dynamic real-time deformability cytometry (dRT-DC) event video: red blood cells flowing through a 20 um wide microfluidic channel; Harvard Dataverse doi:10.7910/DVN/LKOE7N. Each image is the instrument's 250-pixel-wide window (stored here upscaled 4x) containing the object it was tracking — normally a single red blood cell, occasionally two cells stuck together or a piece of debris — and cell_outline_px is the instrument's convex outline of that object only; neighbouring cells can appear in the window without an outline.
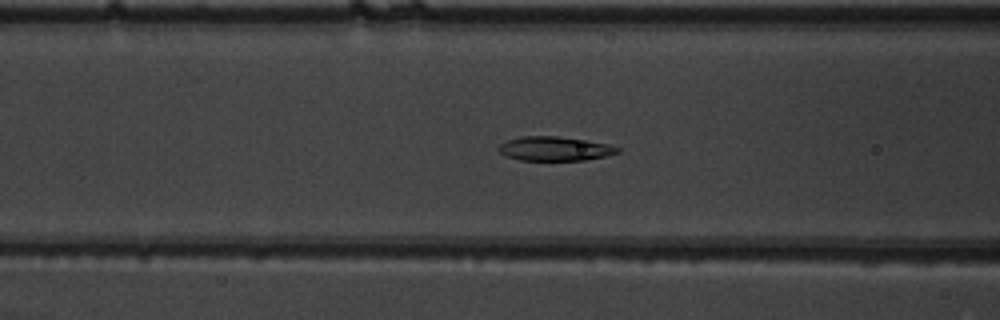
{"species": "common noctule bat (a hibernating species)", "species_latin": "Nyctalus noctula", "temperature_condition": "warm", "stored_images_in_passage": 36, "camera_frame_rate_fps": 3000, "um_per_image_px": 0.085, "animal": {"sex": "male", "body_mass_g": 19.5, "forearm_length_mm": 54.6}, "frame": {"image": 1, "passage_image": 5, "time_ms": 1.333, "image_size_px": [1000, 320], "cell_outline_px": [[620, 152], [604, 156], [584, 160], [520, 160], [508, 156], [500, 152], [496, 148], [500, 144], [508, 140], [520, 136], [556, 136], [588, 140], [608, 144], [620, 148]], "centroid_in_image_um": [47.15, 12.63], "position_along_channel_um": 119.4, "area_um2": 16.7}}
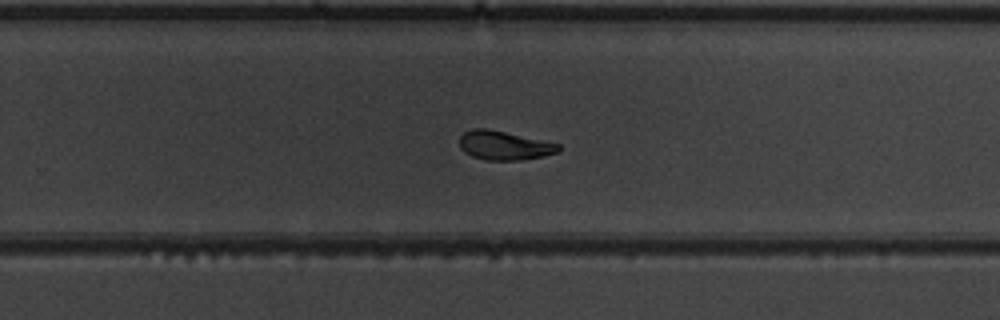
{"frame": {"image": 2, "passage_image": 18, "time_ms": 5.667, "image_size_px": [1000, 320], "cell_outline_px": [[560, 148], [556, 152], [544, 156], [520, 160], [484, 160], [472, 156], [464, 152], [460, 148], [460, 136], [464, 132], [472, 128], [484, 128], [504, 132], [560, 144]], "centroid_in_image_um": [42.81, 12.37], "position_along_channel_um": 287.0, "area_um2": 16.53}}
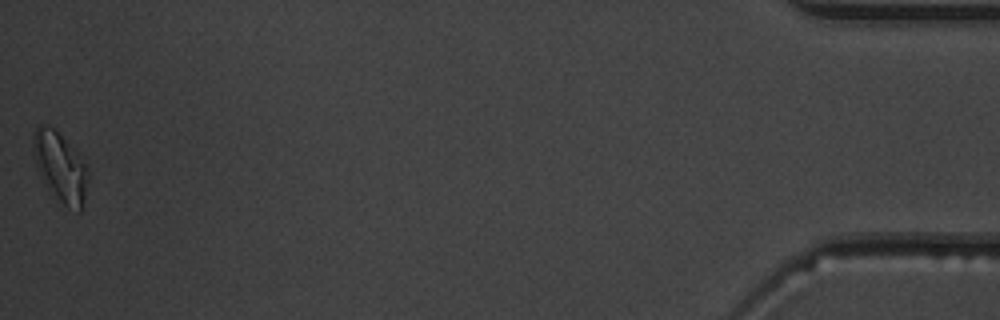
{"frame": {"image": 3, "passage_image": 36, "time_ms": 11.667, "image_size_px": [1000, 320], "cell_outline_px": [[88, 180], [84, 200], [80, 212], [68, 208], [60, 200], [48, 184], [36, 164], [32, 152], [32, 136], [36, 128], [40, 124], [44, 124], [52, 128], [76, 152], [84, 164], [88, 176]], "centroid_in_image_um": [5.12, 14.18], "position_along_channel_um": 430.1, "area_um2": 21.1}, "authors_computed_cell_mechanics": {"area_um2": 17.1088, "velocity_mm_per_s": 3.884, "shape_relaxation_time_tau1_ms": 4.9929, "shape_relaxation_time_tau2_ms": 4.753, "deformation_change_tau1": 0.2085, "deformation_change_tau2": 0.1077}}